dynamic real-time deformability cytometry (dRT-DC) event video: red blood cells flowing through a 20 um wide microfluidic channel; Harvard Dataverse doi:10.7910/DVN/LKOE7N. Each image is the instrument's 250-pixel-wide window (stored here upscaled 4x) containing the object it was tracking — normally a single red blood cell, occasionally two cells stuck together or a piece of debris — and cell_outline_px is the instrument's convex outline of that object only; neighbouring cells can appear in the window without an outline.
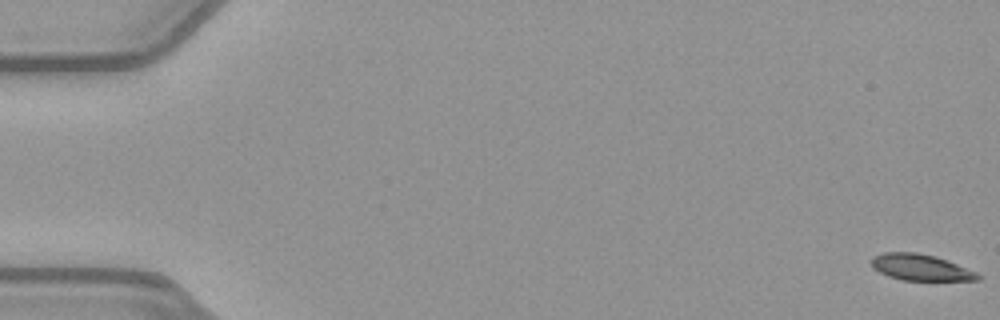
{"species": "common noctule bat (a hibernating species)", "species_latin": "Nyctalus noctula", "temperature_condition": "warm", "stored_images_in_passage": 53, "camera_frame_rate_fps": 3000, "um_per_image_px": 0.085, "animal": {"sex": "female", "body_mass_g": 21.9}, "frame": {"image": 1, "passage_image": 1, "time_ms": 0.0, "image_size_px": [1000, 320], "cell_outline_px": [[984, 276], [980, 280], [900, 280], [888, 276], [872, 268], [872, 256], [884, 252], [916, 252], [936, 256], [976, 272]], "centroid_in_image_um": [78.25, 22.73], "position_along_channel_um": 6.8, "area_um2": 16.3}}
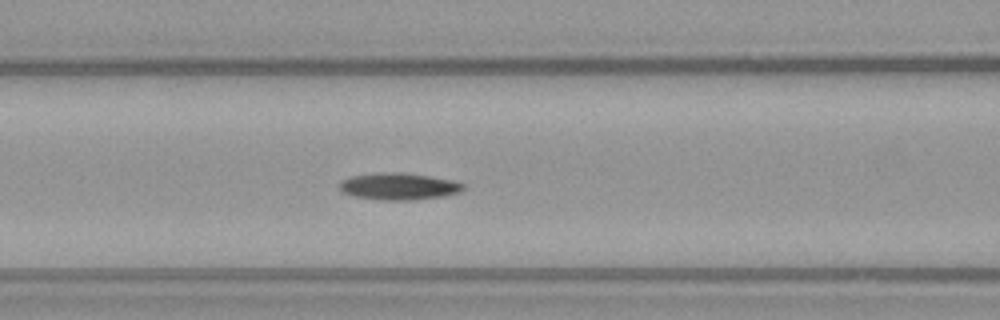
{"frame": {"image": 2, "passage_image": 23, "time_ms": 7.333, "image_size_px": [1000, 320], "cell_outline_px": [[464, 188], [460, 192], [444, 196], [412, 200], [380, 200], [356, 196], [340, 192], [340, 180], [352, 176], [376, 172], [404, 172], [452, 180], [464, 184]], "centroid_in_image_um": [33.87, 15.83], "position_along_channel_um": 132.7, "area_um2": 19.48}}
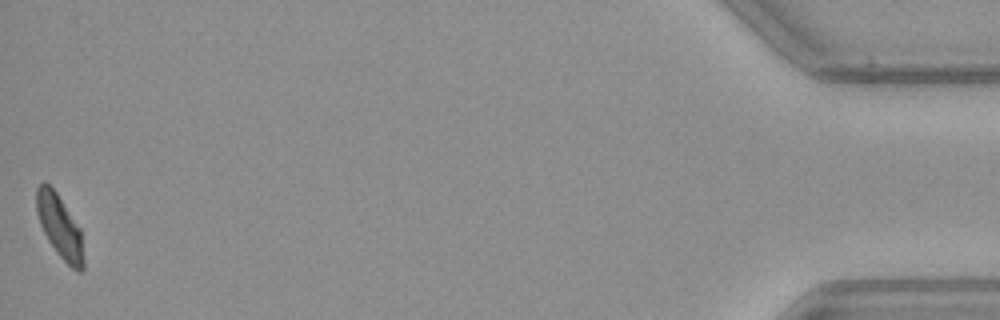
{"frame": {"image": 3, "passage_image": 53, "time_ms": 17.333, "image_size_px": [1000, 320], "cell_outline_px": [[84, 268], [80, 272], [76, 272], [60, 256], [48, 240], [40, 224], [36, 212], [36, 188], [44, 180], [56, 192], [80, 228], [84, 260]], "centroid_in_image_um": [5.07, 19.26], "position_along_channel_um": 430.1, "area_um2": 17.17}, "authors_computed_cell_mechanics": {"area_um2": 18.207, "velocity_mm_per_s": 3.9618, "shape_relaxation_time_tau1_ms": 7.2213, "shape_relaxation_time_tau2_ms": null, "deformation_change_tau1": 0.1903, "deformation_change_tau2": null}}